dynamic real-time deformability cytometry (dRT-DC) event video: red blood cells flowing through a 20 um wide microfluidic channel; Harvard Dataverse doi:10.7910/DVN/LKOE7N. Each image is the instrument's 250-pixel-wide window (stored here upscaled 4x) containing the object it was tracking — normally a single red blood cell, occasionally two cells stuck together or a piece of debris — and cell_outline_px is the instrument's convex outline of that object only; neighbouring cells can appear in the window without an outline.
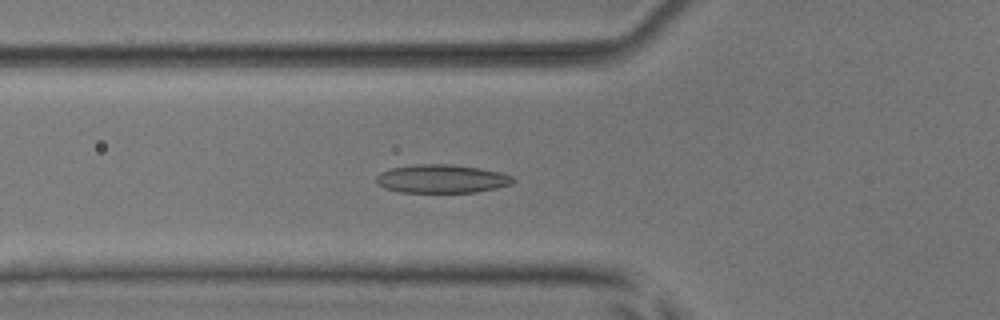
{"species": "common noctule bat (a hibernating species)", "species_latin": "Nyctalus noctula", "temperature_condition": "room temperature", "stored_images_in_passage": 53, "camera_frame_rate_fps": 3000, "um_per_image_px": 0.085, "animal": {"sex": "male", "body_mass_g": 17.9, "forearm_length_mm": 54.2}, "frame": {"image": 1, "passage_image": 20, "time_ms": 6.333, "image_size_px": [1000, 320], "cell_outline_px": [[516, 180], [512, 184], [496, 188], [476, 192], [400, 192], [384, 188], [376, 184], [376, 176], [380, 172], [392, 168], [416, 164], [452, 164], [480, 168], [504, 172], [512, 176]], "centroid_in_image_um": [37.57, 15.19], "position_along_channel_um": 88.2, "area_um2": 22.89}}
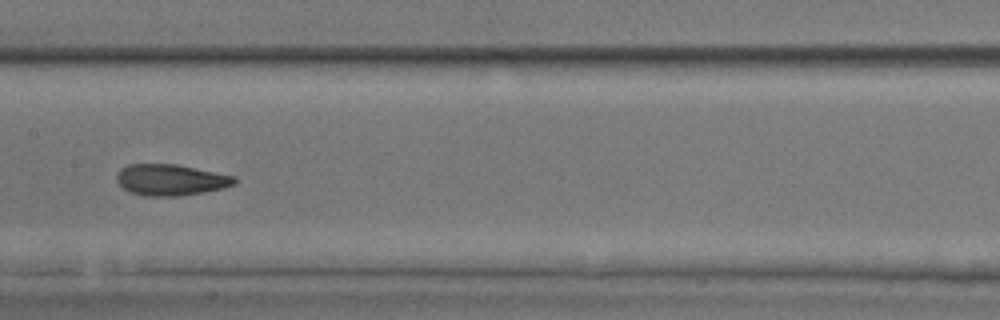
{"frame": {"image": 2, "passage_image": 28, "time_ms": 9.0, "image_size_px": [1000, 320], "cell_outline_px": [[236, 184], [224, 188], [204, 192], [180, 196], [144, 196], [132, 192], [124, 188], [116, 180], [116, 172], [120, 168], [128, 164], [176, 164], [236, 176]], "centroid_in_image_um": [14.51, 15.28], "position_along_channel_um": 192.9, "area_um2": 21.56}}
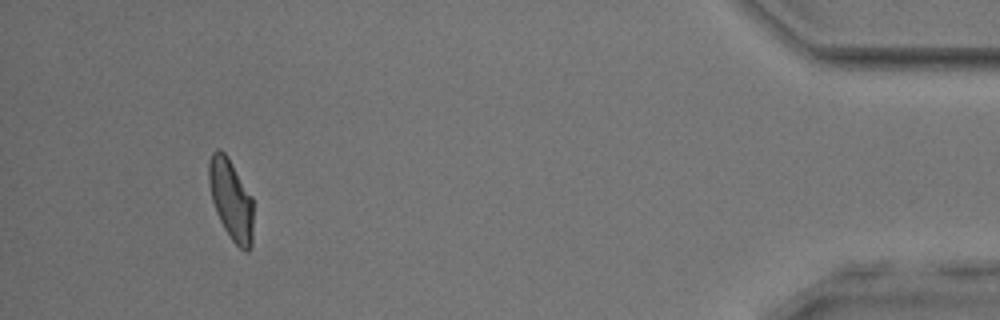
{"frame": {"image": 3, "passage_image": 50, "time_ms": 16.333, "image_size_px": [1000, 320], "cell_outline_px": [[252, 244], [248, 252], [244, 252], [232, 240], [224, 228], [216, 212], [212, 200], [208, 184], [208, 164], [212, 152], [216, 148], [220, 148], [228, 156], [252, 196]], "centroid_in_image_um": [19.62, 16.93], "position_along_channel_um": 415.6, "area_um2": 21.04}, "authors_computed_cell_mechanics": {"area_um2": 21.6172, "velocity_mm_per_s": 3.9185, "shape_relaxation_time_tau1_ms": 8.4082, "shape_relaxation_time_tau2_ms": 1.8991, "deformation_change_tau1": 0.2108, "deformation_change_tau2": 0.0882}}